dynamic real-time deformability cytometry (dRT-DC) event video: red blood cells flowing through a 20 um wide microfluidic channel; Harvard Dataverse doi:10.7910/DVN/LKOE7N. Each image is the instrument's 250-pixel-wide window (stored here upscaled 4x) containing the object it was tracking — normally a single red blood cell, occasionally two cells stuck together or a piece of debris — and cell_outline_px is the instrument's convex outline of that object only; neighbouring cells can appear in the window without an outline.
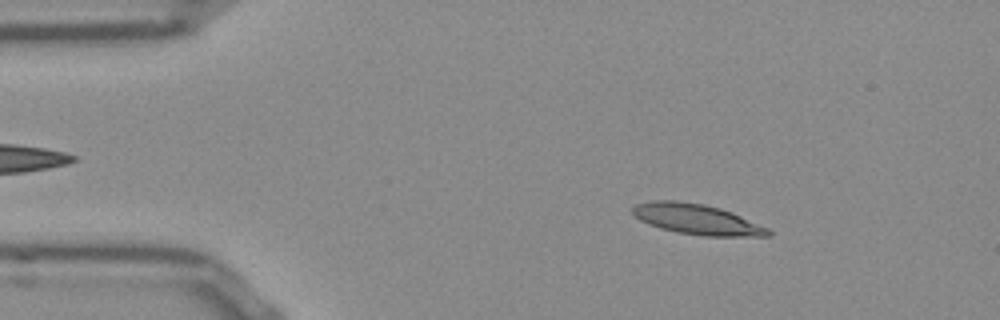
{"species": "Egyptian fruit bat (a non-hibernating species)", "species_latin": "Rousettus aegyptiacus", "temperature_condition": "room temperature", "stored_images_in_passage": 51, "camera_frame_rate_fps": 3000, "um_per_image_px": 0.085, "frame": {"image": 1, "passage_image": 7, "time_ms": 2.0, "image_size_px": [1000, 320], "cell_outline_px": [[772, 236], [704, 236], [676, 232], [660, 228], [648, 224], [640, 220], [632, 212], [632, 208], [636, 204], [652, 200], [676, 200], [704, 204], [720, 208], [732, 212], [768, 228], [772, 232]], "centroid_in_image_um": [59.23, 18.64], "position_along_channel_um": 25.8, "area_um2": 24.04}}
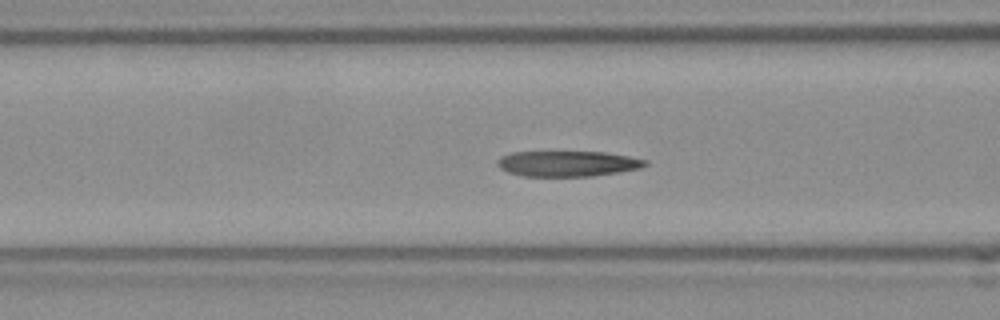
{"frame": {"image": 2, "passage_image": 19, "time_ms": 6.0, "image_size_px": [1000, 320], "cell_outline_px": [[648, 164], [640, 168], [620, 172], [592, 176], [524, 176], [508, 172], [500, 168], [496, 164], [496, 160], [512, 152], [604, 152], [628, 156], [648, 160]], "centroid_in_image_um": [48.26, 13.91], "position_along_channel_um": 118.3, "area_um2": 21.96}}
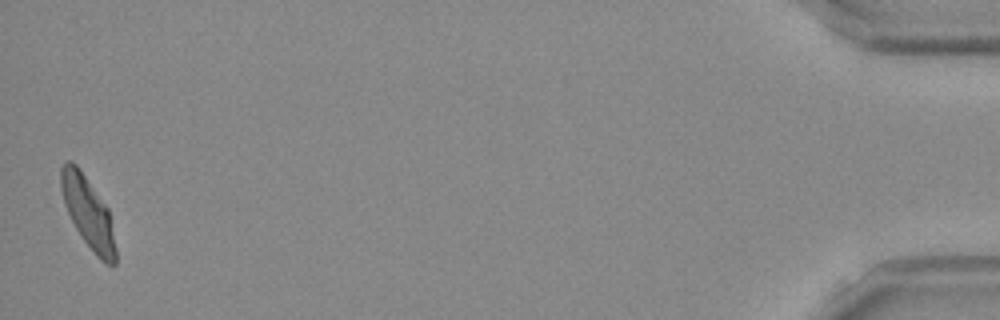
{"frame": {"image": 3, "passage_image": 51, "time_ms": 16.667, "image_size_px": [1000, 320], "cell_outline_px": [[116, 264], [112, 268], [104, 264], [96, 256], [84, 240], [76, 228], [64, 204], [60, 188], [60, 168], [68, 160], [72, 160], [80, 168], [108, 208], [116, 248]], "centroid_in_image_um": [7.49, 18.08], "position_along_channel_um": 427.7, "area_um2": 22.72}, "authors_computed_cell_mechanics": {"area_um2": 22.6576, "velocity_mm_per_s": 3.8125, "shape_relaxation_time_tau1_ms": null, "shape_relaxation_time_tau2_ms": 1.8724, "deformation_change_tau1": null, "deformation_change_tau2": 0.0891}}